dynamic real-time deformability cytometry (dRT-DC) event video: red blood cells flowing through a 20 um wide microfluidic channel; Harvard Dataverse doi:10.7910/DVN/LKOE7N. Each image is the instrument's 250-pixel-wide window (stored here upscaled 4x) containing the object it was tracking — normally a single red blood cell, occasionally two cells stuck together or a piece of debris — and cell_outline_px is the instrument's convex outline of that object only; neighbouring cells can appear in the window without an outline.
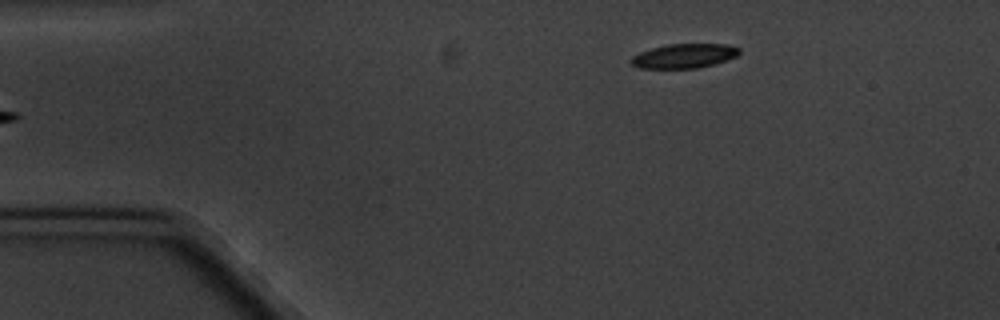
{"species": "common noctule bat (a hibernating species)", "species_latin": "Nyctalus noctula", "temperature_condition": "cold", "stored_images_in_passage": 2, "camera_frame_rate_fps": 3000, "um_per_image_px": 0.085, "animal": {"sex": "male", "body_mass_g": 20.1, "forearm_length_mm": 53.5}, "frame": {"image": 1, "passage_image": 2, "time_ms": 2.0, "image_size_px": [1000, 320], "cell_outline_px": [[740, 52], [736, 56], [712, 64], [696, 68], [640, 68], [632, 64], [628, 60], [632, 56], [640, 52], [652, 48], [668, 44], [728, 44], [740, 48]], "centroid_in_image_um": [58.12, 4.74], "position_along_channel_um": 26.9, "area_um2": 15.2}}